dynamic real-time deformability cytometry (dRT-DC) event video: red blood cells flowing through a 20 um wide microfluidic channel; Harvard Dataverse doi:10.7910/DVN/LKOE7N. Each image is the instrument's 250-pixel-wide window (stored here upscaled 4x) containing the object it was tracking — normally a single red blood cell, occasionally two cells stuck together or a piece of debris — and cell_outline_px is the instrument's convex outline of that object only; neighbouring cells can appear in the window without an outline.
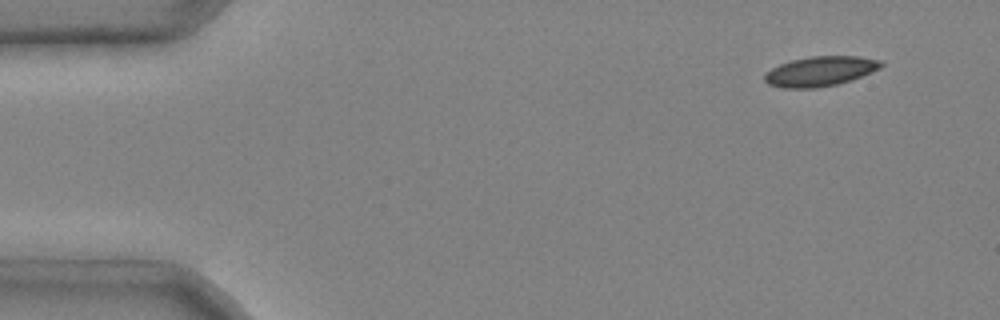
{"species": "common noctule bat (a hibernating species)", "species_latin": "Nyctalus noctula", "temperature_condition": "cold", "stored_images_in_passage": 5, "segment_of_instrument_passage": [1, 2], "camera_frame_rate_fps": 3000, "um_per_image_px": 0.085, "animal": {"sex": "male", "body_mass_g": 20.4}, "frame": {"image": 1, "passage_image": 1, "time_ms": 0.0, "image_size_px": [1000, 320], "cell_outline_px": [[884, 64], [880, 68], [872, 72], [852, 80], [836, 84], [816, 88], [784, 88], [768, 84], [764, 80], [764, 72], [780, 64], [792, 60], [812, 56], [860, 56], [880, 60]], "centroid_in_image_um": [69.72, 6.06], "position_along_channel_um": 15.3, "area_um2": 20.29}}
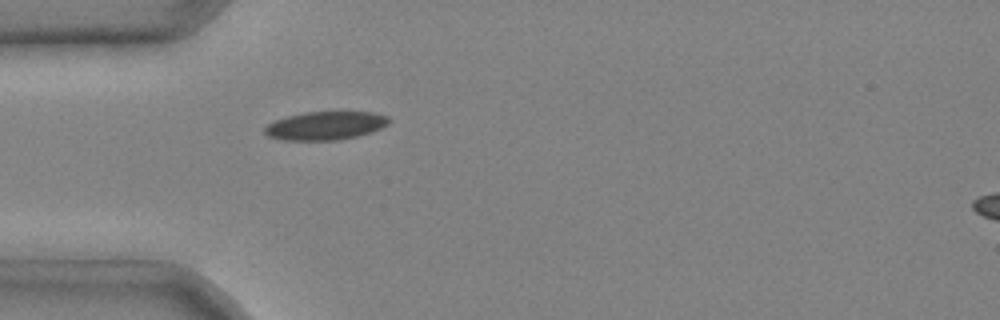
{"frame": {"image": 2, "passage_image": 4, "time_ms": 1.0, "image_size_px": [1000, 320], "cell_outline_px": [[392, 120], [388, 124], [372, 132], [340, 140], [284, 140], [268, 136], [264, 132], [264, 128], [268, 124], [276, 120], [288, 116], [304, 112], [372, 112], [388, 116]], "centroid_in_image_um": [27.69, 10.68], "position_along_channel_um": 57.3, "area_um2": 20.52}}